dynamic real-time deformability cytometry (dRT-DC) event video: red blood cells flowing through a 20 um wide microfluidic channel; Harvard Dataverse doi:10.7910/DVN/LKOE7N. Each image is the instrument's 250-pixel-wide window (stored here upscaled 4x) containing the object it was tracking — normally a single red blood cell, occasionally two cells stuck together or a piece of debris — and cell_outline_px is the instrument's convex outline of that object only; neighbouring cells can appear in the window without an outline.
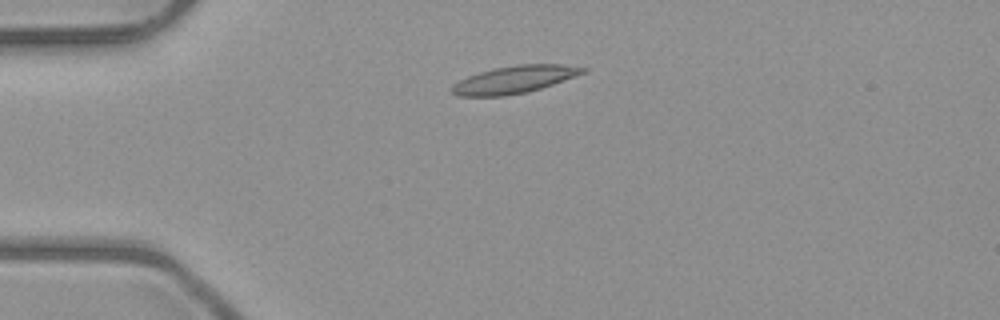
{"species": "common noctule bat (a hibernating species)", "species_latin": "Nyctalus noctula", "temperature_condition": "room temperature", "stored_images_in_passage": 3, "camera_frame_rate_fps": 3000, "um_per_image_px": 0.085, "animal": {"sex": "male", "body_mass_g": 23.1, "forearm_length_mm": 52.7}, "frame": {"image": 1, "passage_image": 2, "time_ms": 1.333, "image_size_px": [1000, 320], "cell_outline_px": [[588, 72], [528, 92], [504, 96], [460, 96], [452, 92], [448, 88], [452, 84], [468, 76], [480, 72], [496, 68], [516, 64], [560, 64], [588, 68]], "centroid_in_image_um": [43.72, 6.76], "position_along_channel_um": 41.3, "area_um2": 20.92}}